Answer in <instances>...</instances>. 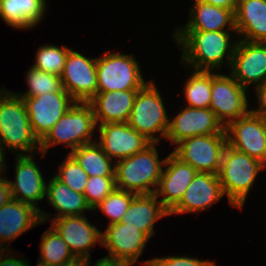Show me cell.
<instances>
[{
    "label": "cell",
    "instance_id": "cell-1",
    "mask_svg": "<svg viewBox=\"0 0 266 266\" xmlns=\"http://www.w3.org/2000/svg\"><path fill=\"white\" fill-rule=\"evenodd\" d=\"M173 36L182 46L181 61L191 64L192 70L213 72L222 67L225 56L231 65L237 42L230 40L229 31H175Z\"/></svg>",
    "mask_w": 266,
    "mask_h": 266
},
{
    "label": "cell",
    "instance_id": "cell-2",
    "mask_svg": "<svg viewBox=\"0 0 266 266\" xmlns=\"http://www.w3.org/2000/svg\"><path fill=\"white\" fill-rule=\"evenodd\" d=\"M156 143L115 162L116 188L139 194H153L162 176L166 158L159 161ZM155 186L154 188H151Z\"/></svg>",
    "mask_w": 266,
    "mask_h": 266
},
{
    "label": "cell",
    "instance_id": "cell-3",
    "mask_svg": "<svg viewBox=\"0 0 266 266\" xmlns=\"http://www.w3.org/2000/svg\"><path fill=\"white\" fill-rule=\"evenodd\" d=\"M0 145L5 150L6 146L9 150H21L17 155H31L33 151L36 155L35 150L40 151V141L32 131L23 99L4 88L0 91Z\"/></svg>",
    "mask_w": 266,
    "mask_h": 266
},
{
    "label": "cell",
    "instance_id": "cell-4",
    "mask_svg": "<svg viewBox=\"0 0 266 266\" xmlns=\"http://www.w3.org/2000/svg\"><path fill=\"white\" fill-rule=\"evenodd\" d=\"M266 166L228 144L224 149L218 173L224 195L230 204L242 208L256 177Z\"/></svg>",
    "mask_w": 266,
    "mask_h": 266
},
{
    "label": "cell",
    "instance_id": "cell-5",
    "mask_svg": "<svg viewBox=\"0 0 266 266\" xmlns=\"http://www.w3.org/2000/svg\"><path fill=\"white\" fill-rule=\"evenodd\" d=\"M96 126L92 106L88 102H75L40 141V152L45 156L49 147L61 143L70 147L72 152L92 142Z\"/></svg>",
    "mask_w": 266,
    "mask_h": 266
},
{
    "label": "cell",
    "instance_id": "cell-6",
    "mask_svg": "<svg viewBox=\"0 0 266 266\" xmlns=\"http://www.w3.org/2000/svg\"><path fill=\"white\" fill-rule=\"evenodd\" d=\"M127 123L151 143L157 144L160 140L155 137V133L159 132L163 138H166L169 119L154 81H148L138 90Z\"/></svg>",
    "mask_w": 266,
    "mask_h": 266
},
{
    "label": "cell",
    "instance_id": "cell-7",
    "mask_svg": "<svg viewBox=\"0 0 266 266\" xmlns=\"http://www.w3.org/2000/svg\"><path fill=\"white\" fill-rule=\"evenodd\" d=\"M97 92L140 90L145 83L137 60L132 55L106 51L96 60Z\"/></svg>",
    "mask_w": 266,
    "mask_h": 266
},
{
    "label": "cell",
    "instance_id": "cell-8",
    "mask_svg": "<svg viewBox=\"0 0 266 266\" xmlns=\"http://www.w3.org/2000/svg\"><path fill=\"white\" fill-rule=\"evenodd\" d=\"M226 146V134L198 135L178 143L172 153L197 172L218 175Z\"/></svg>",
    "mask_w": 266,
    "mask_h": 266
},
{
    "label": "cell",
    "instance_id": "cell-9",
    "mask_svg": "<svg viewBox=\"0 0 266 266\" xmlns=\"http://www.w3.org/2000/svg\"><path fill=\"white\" fill-rule=\"evenodd\" d=\"M246 90L231 75L226 76L211 71L209 108L224 127L250 112Z\"/></svg>",
    "mask_w": 266,
    "mask_h": 266
},
{
    "label": "cell",
    "instance_id": "cell-10",
    "mask_svg": "<svg viewBox=\"0 0 266 266\" xmlns=\"http://www.w3.org/2000/svg\"><path fill=\"white\" fill-rule=\"evenodd\" d=\"M227 144L266 166V119L249 112L225 127Z\"/></svg>",
    "mask_w": 266,
    "mask_h": 266
},
{
    "label": "cell",
    "instance_id": "cell-11",
    "mask_svg": "<svg viewBox=\"0 0 266 266\" xmlns=\"http://www.w3.org/2000/svg\"><path fill=\"white\" fill-rule=\"evenodd\" d=\"M97 58H87L69 50L61 82L63 89L76 102H89L97 94Z\"/></svg>",
    "mask_w": 266,
    "mask_h": 266
},
{
    "label": "cell",
    "instance_id": "cell-12",
    "mask_svg": "<svg viewBox=\"0 0 266 266\" xmlns=\"http://www.w3.org/2000/svg\"><path fill=\"white\" fill-rule=\"evenodd\" d=\"M22 99L27 109L32 131L39 141L76 102L67 92L45 93Z\"/></svg>",
    "mask_w": 266,
    "mask_h": 266
},
{
    "label": "cell",
    "instance_id": "cell-13",
    "mask_svg": "<svg viewBox=\"0 0 266 266\" xmlns=\"http://www.w3.org/2000/svg\"><path fill=\"white\" fill-rule=\"evenodd\" d=\"M15 158V182L9 181L11 197L37 209L43 223L47 221L48 213L45 214L36 204L46 196L47 185L42 171L34 162L33 153L31 155H17Z\"/></svg>",
    "mask_w": 266,
    "mask_h": 266
},
{
    "label": "cell",
    "instance_id": "cell-14",
    "mask_svg": "<svg viewBox=\"0 0 266 266\" xmlns=\"http://www.w3.org/2000/svg\"><path fill=\"white\" fill-rule=\"evenodd\" d=\"M231 76L246 89L266 81V42L238 40L231 61Z\"/></svg>",
    "mask_w": 266,
    "mask_h": 266
},
{
    "label": "cell",
    "instance_id": "cell-15",
    "mask_svg": "<svg viewBox=\"0 0 266 266\" xmlns=\"http://www.w3.org/2000/svg\"><path fill=\"white\" fill-rule=\"evenodd\" d=\"M226 134L225 127L210 108H191L186 106L172 121L166 139L172 145L198 135Z\"/></svg>",
    "mask_w": 266,
    "mask_h": 266
},
{
    "label": "cell",
    "instance_id": "cell-16",
    "mask_svg": "<svg viewBox=\"0 0 266 266\" xmlns=\"http://www.w3.org/2000/svg\"><path fill=\"white\" fill-rule=\"evenodd\" d=\"M66 242L77 259L90 260V249L97 241L102 245V232L85 215L54 218L51 225Z\"/></svg>",
    "mask_w": 266,
    "mask_h": 266
},
{
    "label": "cell",
    "instance_id": "cell-17",
    "mask_svg": "<svg viewBox=\"0 0 266 266\" xmlns=\"http://www.w3.org/2000/svg\"><path fill=\"white\" fill-rule=\"evenodd\" d=\"M100 142L103 152L112 159L127 158L144 150L151 142L138 133L127 122L99 125Z\"/></svg>",
    "mask_w": 266,
    "mask_h": 266
},
{
    "label": "cell",
    "instance_id": "cell-18",
    "mask_svg": "<svg viewBox=\"0 0 266 266\" xmlns=\"http://www.w3.org/2000/svg\"><path fill=\"white\" fill-rule=\"evenodd\" d=\"M149 238L138 228L122 222L107 226L102 233V245L109 253L106 258L137 262Z\"/></svg>",
    "mask_w": 266,
    "mask_h": 266
},
{
    "label": "cell",
    "instance_id": "cell-19",
    "mask_svg": "<svg viewBox=\"0 0 266 266\" xmlns=\"http://www.w3.org/2000/svg\"><path fill=\"white\" fill-rule=\"evenodd\" d=\"M162 176L155 195L163 196L159 201L170 212L182 199L187 187L194 179L197 171L189 164L182 162L173 153L166 157Z\"/></svg>",
    "mask_w": 266,
    "mask_h": 266
},
{
    "label": "cell",
    "instance_id": "cell-20",
    "mask_svg": "<svg viewBox=\"0 0 266 266\" xmlns=\"http://www.w3.org/2000/svg\"><path fill=\"white\" fill-rule=\"evenodd\" d=\"M224 192L219 177L213 173L197 172L180 202L169 212L171 214L199 212L220 200Z\"/></svg>",
    "mask_w": 266,
    "mask_h": 266
},
{
    "label": "cell",
    "instance_id": "cell-21",
    "mask_svg": "<svg viewBox=\"0 0 266 266\" xmlns=\"http://www.w3.org/2000/svg\"><path fill=\"white\" fill-rule=\"evenodd\" d=\"M39 223L42 222L37 209L16 199H10L0 207V244L4 246ZM2 245V249H7Z\"/></svg>",
    "mask_w": 266,
    "mask_h": 266
},
{
    "label": "cell",
    "instance_id": "cell-22",
    "mask_svg": "<svg viewBox=\"0 0 266 266\" xmlns=\"http://www.w3.org/2000/svg\"><path fill=\"white\" fill-rule=\"evenodd\" d=\"M138 90L97 92L88 102L94 112L96 124L127 122Z\"/></svg>",
    "mask_w": 266,
    "mask_h": 266
},
{
    "label": "cell",
    "instance_id": "cell-23",
    "mask_svg": "<svg viewBox=\"0 0 266 266\" xmlns=\"http://www.w3.org/2000/svg\"><path fill=\"white\" fill-rule=\"evenodd\" d=\"M235 30L250 42H266V0H238Z\"/></svg>",
    "mask_w": 266,
    "mask_h": 266
},
{
    "label": "cell",
    "instance_id": "cell-24",
    "mask_svg": "<svg viewBox=\"0 0 266 266\" xmlns=\"http://www.w3.org/2000/svg\"><path fill=\"white\" fill-rule=\"evenodd\" d=\"M168 215L169 211L154 193L139 194L133 198L121 222L138 228L150 239L154 233V223Z\"/></svg>",
    "mask_w": 266,
    "mask_h": 266
},
{
    "label": "cell",
    "instance_id": "cell-25",
    "mask_svg": "<svg viewBox=\"0 0 266 266\" xmlns=\"http://www.w3.org/2000/svg\"><path fill=\"white\" fill-rule=\"evenodd\" d=\"M189 21L185 27H176V31H235V15L232 10L220 8L201 0H194Z\"/></svg>",
    "mask_w": 266,
    "mask_h": 266
},
{
    "label": "cell",
    "instance_id": "cell-26",
    "mask_svg": "<svg viewBox=\"0 0 266 266\" xmlns=\"http://www.w3.org/2000/svg\"><path fill=\"white\" fill-rule=\"evenodd\" d=\"M45 0H0V16L17 29L35 27L44 17Z\"/></svg>",
    "mask_w": 266,
    "mask_h": 266
},
{
    "label": "cell",
    "instance_id": "cell-27",
    "mask_svg": "<svg viewBox=\"0 0 266 266\" xmlns=\"http://www.w3.org/2000/svg\"><path fill=\"white\" fill-rule=\"evenodd\" d=\"M47 185L48 203L59 211L55 218L85 215V210H92L84 194L73 191L54 176Z\"/></svg>",
    "mask_w": 266,
    "mask_h": 266
},
{
    "label": "cell",
    "instance_id": "cell-28",
    "mask_svg": "<svg viewBox=\"0 0 266 266\" xmlns=\"http://www.w3.org/2000/svg\"><path fill=\"white\" fill-rule=\"evenodd\" d=\"M80 164L89 177L115 176V165L96 141L87 143L69 152Z\"/></svg>",
    "mask_w": 266,
    "mask_h": 266
},
{
    "label": "cell",
    "instance_id": "cell-29",
    "mask_svg": "<svg viewBox=\"0 0 266 266\" xmlns=\"http://www.w3.org/2000/svg\"><path fill=\"white\" fill-rule=\"evenodd\" d=\"M40 249L38 260L53 266H64L77 259L52 226L42 235Z\"/></svg>",
    "mask_w": 266,
    "mask_h": 266
},
{
    "label": "cell",
    "instance_id": "cell-30",
    "mask_svg": "<svg viewBox=\"0 0 266 266\" xmlns=\"http://www.w3.org/2000/svg\"><path fill=\"white\" fill-rule=\"evenodd\" d=\"M184 93L191 108H209L211 100V71H196L186 81Z\"/></svg>",
    "mask_w": 266,
    "mask_h": 266
},
{
    "label": "cell",
    "instance_id": "cell-31",
    "mask_svg": "<svg viewBox=\"0 0 266 266\" xmlns=\"http://www.w3.org/2000/svg\"><path fill=\"white\" fill-rule=\"evenodd\" d=\"M26 81L28 91L22 95L16 94L21 98L36 97L45 93L66 92L62 87L60 76L34 69L32 66L27 73Z\"/></svg>",
    "mask_w": 266,
    "mask_h": 266
},
{
    "label": "cell",
    "instance_id": "cell-32",
    "mask_svg": "<svg viewBox=\"0 0 266 266\" xmlns=\"http://www.w3.org/2000/svg\"><path fill=\"white\" fill-rule=\"evenodd\" d=\"M70 48L63 45L41 46L36 54L34 69L61 76L64 71L65 60Z\"/></svg>",
    "mask_w": 266,
    "mask_h": 266
},
{
    "label": "cell",
    "instance_id": "cell-33",
    "mask_svg": "<svg viewBox=\"0 0 266 266\" xmlns=\"http://www.w3.org/2000/svg\"><path fill=\"white\" fill-rule=\"evenodd\" d=\"M137 194L115 188L95 208L100 209L108 218L109 225L121 222L124 214Z\"/></svg>",
    "mask_w": 266,
    "mask_h": 266
},
{
    "label": "cell",
    "instance_id": "cell-34",
    "mask_svg": "<svg viewBox=\"0 0 266 266\" xmlns=\"http://www.w3.org/2000/svg\"><path fill=\"white\" fill-rule=\"evenodd\" d=\"M59 166V172L54 177L73 191L84 194L89 176L77 160L69 153L68 157Z\"/></svg>",
    "mask_w": 266,
    "mask_h": 266
},
{
    "label": "cell",
    "instance_id": "cell-35",
    "mask_svg": "<svg viewBox=\"0 0 266 266\" xmlns=\"http://www.w3.org/2000/svg\"><path fill=\"white\" fill-rule=\"evenodd\" d=\"M115 188V176L89 177L84 190V196L92 211Z\"/></svg>",
    "mask_w": 266,
    "mask_h": 266
},
{
    "label": "cell",
    "instance_id": "cell-36",
    "mask_svg": "<svg viewBox=\"0 0 266 266\" xmlns=\"http://www.w3.org/2000/svg\"><path fill=\"white\" fill-rule=\"evenodd\" d=\"M144 266H217L214 262L198 260L185 256H167L166 258H154L144 261Z\"/></svg>",
    "mask_w": 266,
    "mask_h": 266
},
{
    "label": "cell",
    "instance_id": "cell-37",
    "mask_svg": "<svg viewBox=\"0 0 266 266\" xmlns=\"http://www.w3.org/2000/svg\"><path fill=\"white\" fill-rule=\"evenodd\" d=\"M255 90L257 92L258 103L260 104L259 108L250 110V112L254 115L263 117L266 119V81H264L261 85L255 86Z\"/></svg>",
    "mask_w": 266,
    "mask_h": 266
},
{
    "label": "cell",
    "instance_id": "cell-38",
    "mask_svg": "<svg viewBox=\"0 0 266 266\" xmlns=\"http://www.w3.org/2000/svg\"><path fill=\"white\" fill-rule=\"evenodd\" d=\"M5 250L6 249H1L0 251V266H30L29 262H26V260L22 258L16 259L15 257L12 256L11 257L5 256V254H3Z\"/></svg>",
    "mask_w": 266,
    "mask_h": 266
},
{
    "label": "cell",
    "instance_id": "cell-39",
    "mask_svg": "<svg viewBox=\"0 0 266 266\" xmlns=\"http://www.w3.org/2000/svg\"><path fill=\"white\" fill-rule=\"evenodd\" d=\"M11 197L9 180L0 176V207L7 203Z\"/></svg>",
    "mask_w": 266,
    "mask_h": 266
},
{
    "label": "cell",
    "instance_id": "cell-40",
    "mask_svg": "<svg viewBox=\"0 0 266 266\" xmlns=\"http://www.w3.org/2000/svg\"><path fill=\"white\" fill-rule=\"evenodd\" d=\"M136 262L128 261V260H116V259H109L103 257L98 259L94 266H134Z\"/></svg>",
    "mask_w": 266,
    "mask_h": 266
},
{
    "label": "cell",
    "instance_id": "cell-41",
    "mask_svg": "<svg viewBox=\"0 0 266 266\" xmlns=\"http://www.w3.org/2000/svg\"><path fill=\"white\" fill-rule=\"evenodd\" d=\"M205 3L232 10L234 13L237 9L238 0H201Z\"/></svg>",
    "mask_w": 266,
    "mask_h": 266
},
{
    "label": "cell",
    "instance_id": "cell-42",
    "mask_svg": "<svg viewBox=\"0 0 266 266\" xmlns=\"http://www.w3.org/2000/svg\"><path fill=\"white\" fill-rule=\"evenodd\" d=\"M90 260L88 259H76L73 262H70L68 264H65L64 266H91Z\"/></svg>",
    "mask_w": 266,
    "mask_h": 266
},
{
    "label": "cell",
    "instance_id": "cell-43",
    "mask_svg": "<svg viewBox=\"0 0 266 266\" xmlns=\"http://www.w3.org/2000/svg\"><path fill=\"white\" fill-rule=\"evenodd\" d=\"M4 149L3 147L0 145V174H2L3 172L6 173V171L4 170L5 169V155H4ZM2 172V173H1Z\"/></svg>",
    "mask_w": 266,
    "mask_h": 266
},
{
    "label": "cell",
    "instance_id": "cell-44",
    "mask_svg": "<svg viewBox=\"0 0 266 266\" xmlns=\"http://www.w3.org/2000/svg\"><path fill=\"white\" fill-rule=\"evenodd\" d=\"M36 266H53V265H50V264H47V263H44V262L38 260V263Z\"/></svg>",
    "mask_w": 266,
    "mask_h": 266
}]
</instances>
